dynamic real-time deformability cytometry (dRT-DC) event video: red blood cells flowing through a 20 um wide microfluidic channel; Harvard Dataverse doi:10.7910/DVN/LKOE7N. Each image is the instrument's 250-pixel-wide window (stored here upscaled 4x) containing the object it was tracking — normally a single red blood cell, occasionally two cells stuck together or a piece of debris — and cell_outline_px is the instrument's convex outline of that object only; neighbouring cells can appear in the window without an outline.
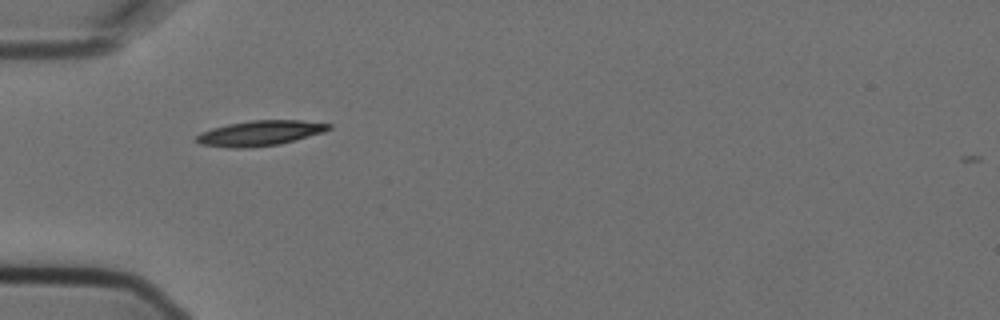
{"species": "Egyptian fruit bat (a non-hibernating species)", "species_latin": "Rousettus aegyptiacus", "temperature_condition": "cold", "stored_images_in_passage": 3, "camera_frame_rate_fps": 3000, "um_per_image_px": 0.085, "animal": {"sex": "female"}, "frame": {"image": 1, "passage_image": 1, "time_ms": 0.0, "image_size_px": [1000, 320], "cell_outline_px": [[332, 128], [324, 132], [280, 144], [252, 148], [228, 148], [200, 144], [192, 140], [200, 132], [212, 128], [228, 124], [252, 120], [300, 120], [332, 124]], "centroid_in_image_um": [22.06, 11.33], "position_along_channel_um": 62.9, "area_um2": 19.65}}
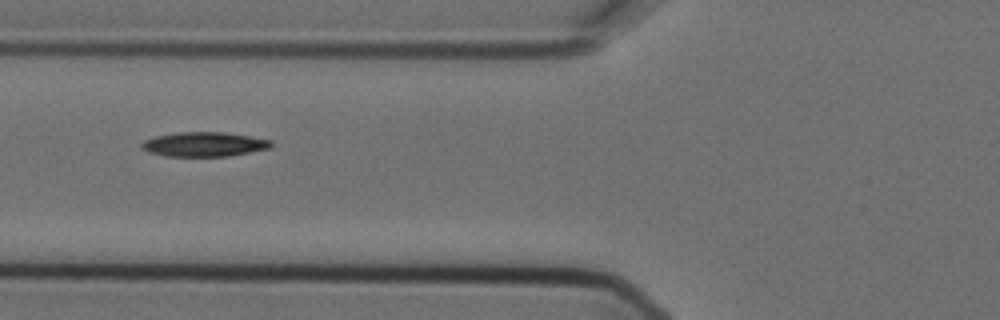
{"frame": {"image": 2, "passage_image": 2, "time_ms": 0.333, "image_size_px": [1000, 320], "cell_outline_px": [[272, 148], [228, 156], [164, 156], [148, 152], [140, 148], [140, 144], [144, 140], [156, 136], [176, 132], [220, 132], [248, 136], [272, 140]], "centroid_in_image_um": [17.32, 12.27], "position_along_channel_um": 108.5, "area_um2": 18.5}}
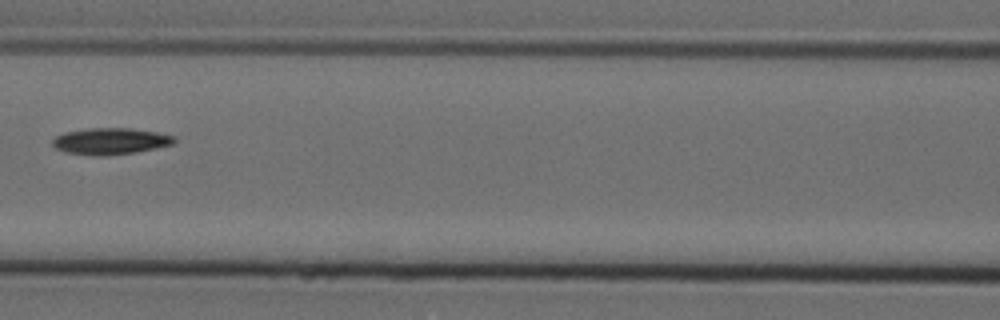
{"frame": {"image": 3, "passage_image": 3, "time_ms": 0.667, "image_size_px": [1000, 320], "cell_outline_px": [[176, 140], [172, 144], [156, 148], [136, 152], [108, 156], [92, 156], [64, 152], [56, 148], [52, 144], [52, 140], [56, 136], [64, 132], [88, 128], [132, 128], [156, 132], [176, 136]], "centroid_in_image_um": [9.37, 12.0], "position_along_channel_um": 157.2, "area_um2": 19.02}}